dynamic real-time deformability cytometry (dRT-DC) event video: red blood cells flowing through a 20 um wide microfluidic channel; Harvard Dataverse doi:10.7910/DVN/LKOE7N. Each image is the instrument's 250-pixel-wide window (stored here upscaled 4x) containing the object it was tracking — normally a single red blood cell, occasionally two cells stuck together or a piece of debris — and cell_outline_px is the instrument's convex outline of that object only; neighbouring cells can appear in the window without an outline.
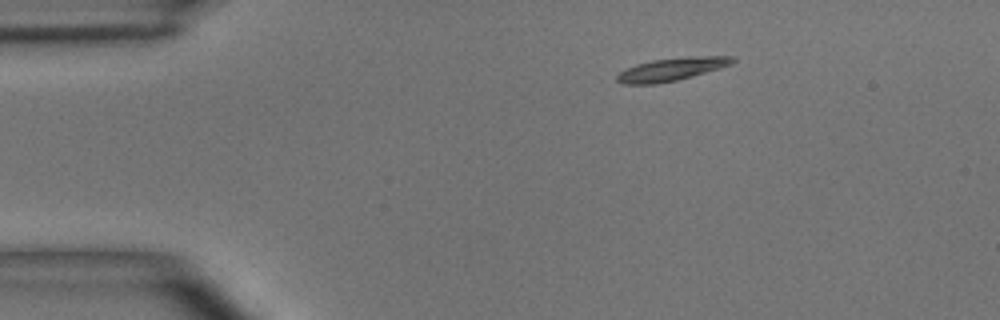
{"species": "common noctule bat (a hibernating species)", "species_latin": "Nyctalus noctula", "temperature_condition": "room temperature", "stored_images_in_passage": 2, "camera_frame_rate_fps": 3000, "um_per_image_px": 0.085, "animal": {"sex": "male", "body_mass_g": 15.6}, "frame": {"image": 1, "passage_image": 1, "time_ms": 0.0, "image_size_px": [1000, 320], "cell_outline_px": [[736, 60], [732, 64], [720, 68], [676, 80], [656, 84], [624, 84], [616, 80], [616, 76], [620, 72], [636, 64], [652, 60], [692, 56], [732, 56]], "centroid_in_image_um": [57.09, 5.88], "position_along_channel_um": 27.9, "area_um2": 15.26}}